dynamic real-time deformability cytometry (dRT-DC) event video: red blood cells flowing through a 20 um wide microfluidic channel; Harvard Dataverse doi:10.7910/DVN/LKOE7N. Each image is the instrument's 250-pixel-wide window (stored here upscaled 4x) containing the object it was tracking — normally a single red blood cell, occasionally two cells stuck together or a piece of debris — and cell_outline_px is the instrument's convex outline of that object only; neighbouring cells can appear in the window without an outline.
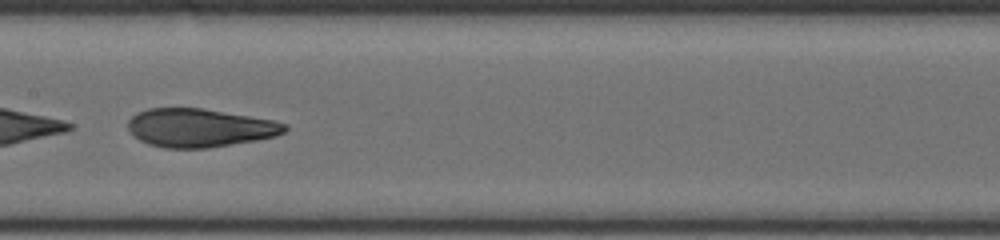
{"species": "human", "species_latin": "Homo sapiens", "temperature_condition": "cold", "stored_images_in_passage": 53, "segment_of_instrument_passage": [2, 2], "camera_frame_rate_fps": 3000, "um_per_image_px": 0.085, "donor": {"sex": "male"}, "frame": {"image": 1, "passage_image": 29, "time_ms": 9.333, "image_size_px": [1000, 240], "cell_outline_px": [[288, 128], [284, 132], [276, 136], [256, 140], [208, 148], [164, 148], [148, 144], [140, 140], [128, 128], [128, 120], [136, 112], [148, 108], [200, 108], [272, 120], [288, 124]], "centroid_in_image_um": [16.96, 10.87], "position_along_channel_um": 190.4, "area_um2": 34.91}}
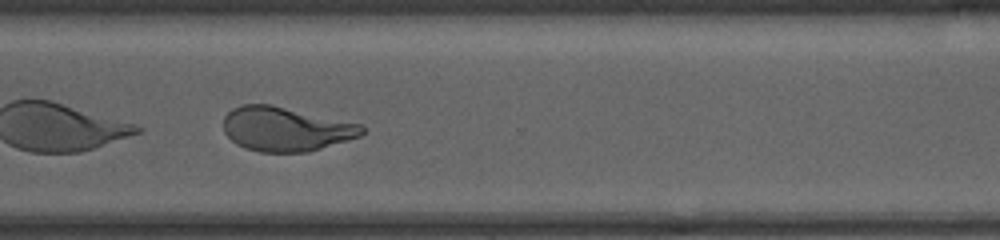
{"frame": {"image": 2, "passage_image": 42, "time_ms": 13.667, "image_size_px": [1000, 240], "cell_outline_px": [[364, 132], [360, 136], [308, 152], [260, 152], [244, 148], [236, 144], [224, 132], [224, 116], [232, 108], [240, 104], [272, 104], [360, 124], [364, 128]], "centroid_in_image_um": [24.25, 10.96], "position_along_channel_um": 346.4, "area_um2": 35.66}}